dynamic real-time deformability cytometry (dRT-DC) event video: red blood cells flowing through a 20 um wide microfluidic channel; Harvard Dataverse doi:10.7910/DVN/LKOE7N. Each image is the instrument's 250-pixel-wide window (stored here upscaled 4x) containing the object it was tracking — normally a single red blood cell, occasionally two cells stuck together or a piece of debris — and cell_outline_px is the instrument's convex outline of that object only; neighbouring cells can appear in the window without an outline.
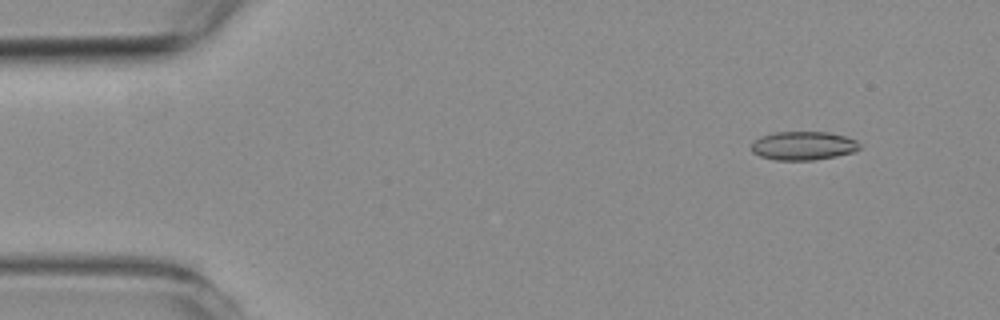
{"species": "common noctule bat (a hibernating species)", "species_latin": "Nyctalus noctula", "temperature_condition": "room temperature", "stored_images_in_passage": 58, "camera_frame_rate_fps": 3000, "um_per_image_px": 0.085, "animal": {"sex": "female", "body_mass_g": 19.3, "forearm_length_mm": 54.1}, "frame": {"image": 1, "passage_image": 6, "time_ms": 1.667, "image_size_px": [1000, 320], "cell_outline_px": [[860, 148], [852, 152], [836, 156], [816, 160], [776, 160], [760, 156], [752, 152], [752, 140], [760, 136], [772, 132], [828, 132], [844, 136], [856, 140], [860, 144]], "centroid_in_image_um": [68.24, 12.38], "position_along_channel_um": 16.8, "area_um2": 18.15}}
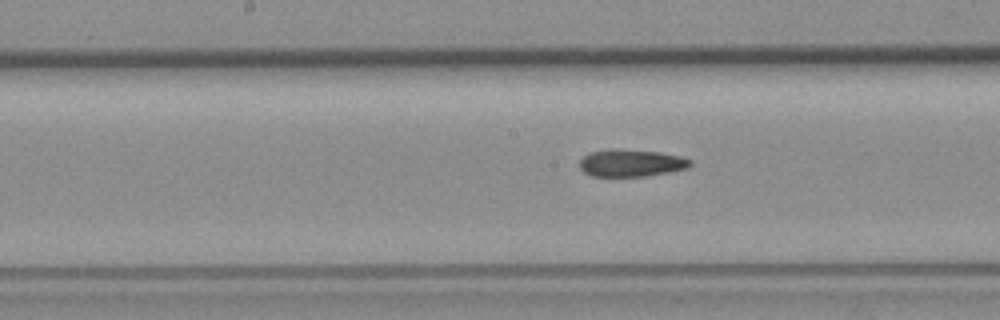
{"frame": {"image": 2, "passage_image": 29, "time_ms": 9.333, "image_size_px": [1000, 320], "cell_outline_px": [[692, 164], [688, 168], [668, 172], [644, 176], [592, 176], [584, 172], [580, 168], [580, 160], [588, 152], [612, 148], [660, 152], [680, 156], [692, 160]], "centroid_in_image_um": [53.64, 13.84], "position_along_channel_um": 194.6, "area_um2": 17.63}}
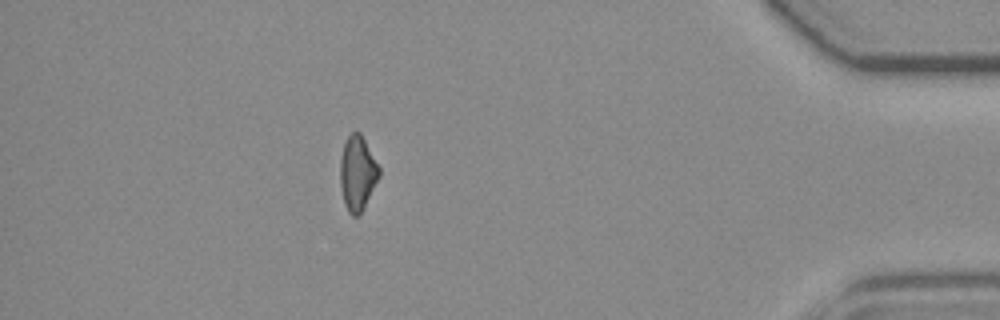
{"frame": {"image": 3, "passage_image": 51, "time_ms": 16.667, "image_size_px": [1000, 320], "cell_outline_px": [[380, 176], [360, 212], [356, 216], [352, 216], [348, 212], [344, 204], [340, 184], [340, 160], [344, 144], [348, 136], [352, 132], [360, 132], [380, 168]], "centroid_in_image_um": [30.37, 14.71], "position_along_channel_um": 404.8, "area_um2": 16.65}, "authors_computed_cell_mechanics": {"area_um2": 17.8024, "velocity_mm_per_s": 3.5794, "shape_relaxation_time_tau1_ms": null, "shape_relaxation_time_tau2_ms": 5.5702, "deformation_change_tau1": null, "deformation_change_tau2": 0.1428}}